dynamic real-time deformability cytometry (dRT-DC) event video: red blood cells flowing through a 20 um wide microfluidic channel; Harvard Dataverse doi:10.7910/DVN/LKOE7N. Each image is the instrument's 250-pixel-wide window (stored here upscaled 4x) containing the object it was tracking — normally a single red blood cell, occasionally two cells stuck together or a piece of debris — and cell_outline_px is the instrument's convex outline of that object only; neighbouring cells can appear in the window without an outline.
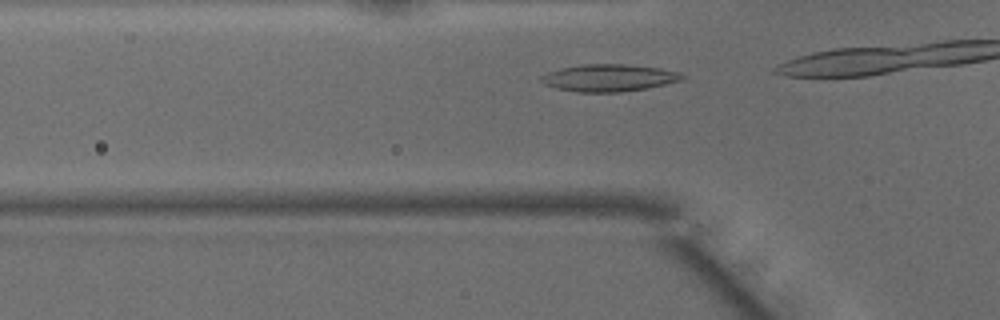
{"species": "common noctule bat (a hibernating species)", "species_latin": "Nyctalus noctula", "temperature_condition": "warm", "stored_images_in_passage": 10, "camera_frame_rate_fps": 3000, "um_per_image_px": 0.085, "animal": {"sex": "male", "body_mass_g": 15.6}, "frame": {"image": 1, "passage_image": 5, "time_ms": 1.333, "image_size_px": [1000, 320], "cell_outline_px": [[684, 76], [680, 80], [648, 88], [620, 92], [576, 92], [556, 88], [544, 84], [540, 80], [540, 76], [548, 72], [560, 68], [580, 64], [628, 64], [660, 68], [680, 72]], "centroid_in_image_um": [51.72, 6.61], "position_along_channel_um": 74.1, "area_um2": 22.37}}